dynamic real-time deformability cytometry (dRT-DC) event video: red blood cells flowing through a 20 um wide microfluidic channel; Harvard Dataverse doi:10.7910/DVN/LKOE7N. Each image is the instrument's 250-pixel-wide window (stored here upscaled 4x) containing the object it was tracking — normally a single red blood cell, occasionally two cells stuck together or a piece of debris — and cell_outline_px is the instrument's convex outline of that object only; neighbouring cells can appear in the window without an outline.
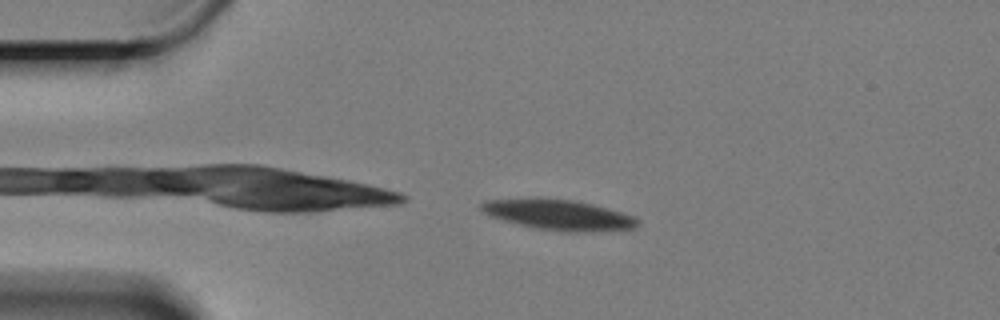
{"species": "Egyptian fruit bat (a non-hibernating species)", "species_latin": "Rousettus aegyptiacus", "temperature_condition": "cold", "stored_images_in_passage": 38, "camera_frame_rate_fps": 3000, "um_per_image_px": 0.085, "animal": {"sex": "female"}, "frame": {"image": 1, "passage_image": 1, "time_ms": 0.0, "image_size_px": [1000, 320], "cell_outline_px": [[640, 224], [636, 228], [592, 232], [560, 232], [536, 228], [504, 220], [492, 216], [484, 212], [480, 208], [480, 204], [484, 200], [536, 196], [540, 196], [572, 200], [592, 204], [620, 212], [632, 216], [640, 220]], "centroid_in_image_um": [47.46, 18.24], "position_along_channel_um": 37.5, "area_um2": 28.21}}
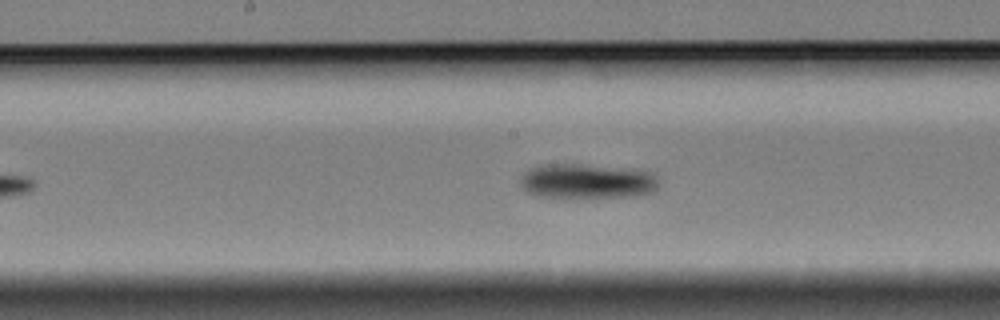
{"frame": {"image": 2, "passage_image": 19, "time_ms": 6.0, "image_size_px": [1000, 320], "cell_outline_px": [[660, 180], [656, 192], [644, 196], [580, 200], [564, 200], [536, 196], [528, 192], [520, 184], [520, 176], [524, 172], [532, 168], [548, 164], [580, 164], [636, 168], [652, 172]], "centroid_in_image_um": [49.99, 15.46], "position_along_channel_um": 198.2, "area_um2": 30.06}}
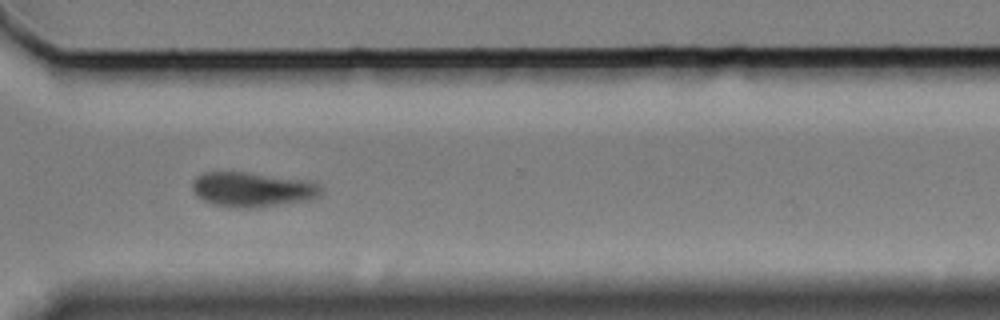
{"frame": {"image": 3, "passage_image": 33, "time_ms": 10.667, "image_size_px": [1000, 320], "cell_outline_px": [[324, 192], [320, 196], [312, 200], [248, 208], [236, 208], [212, 204], [204, 200], [192, 188], [192, 180], [196, 176], [204, 172], [248, 172], [312, 180], [320, 184], [324, 188]], "centroid_in_image_um": [21.55, 16.09], "position_along_channel_um": 349.0, "area_um2": 26.47}, "authors_computed_cell_mechanics": {"area_um2": 28.2064, "velocity_mm_per_s": 3.2405, "shape_relaxation_time_tau1_ms": 2.8871, "shape_relaxation_time_tau2_ms": null, "deformation_change_tau1": 0.0996, "deformation_change_tau2": null}}